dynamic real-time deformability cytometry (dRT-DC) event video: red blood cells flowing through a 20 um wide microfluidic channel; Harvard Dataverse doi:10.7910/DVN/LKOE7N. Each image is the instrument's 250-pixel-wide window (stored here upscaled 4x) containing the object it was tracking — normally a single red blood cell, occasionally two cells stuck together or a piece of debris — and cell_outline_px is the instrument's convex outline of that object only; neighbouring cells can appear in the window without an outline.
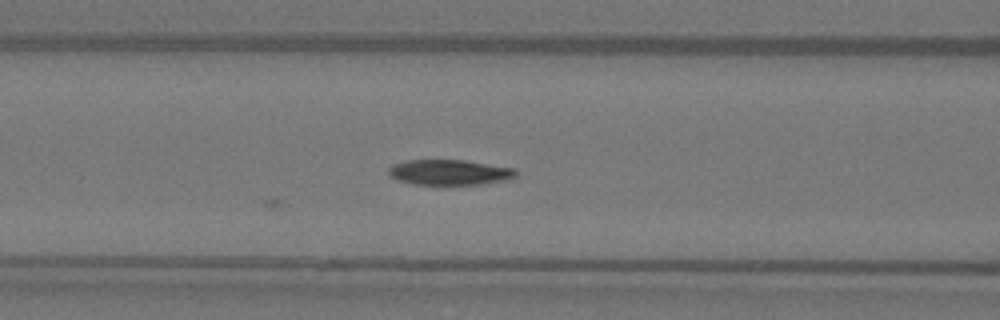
{"species": "Egyptian fruit bat (a non-hibernating species)", "species_latin": "Rousettus aegyptiacus", "temperature_condition": "warm", "stored_images_in_passage": 12, "camera_frame_rate_fps": 3000, "um_per_image_px": 0.085, "animal": {"sex": "female"}, "frame": {"image": 1, "passage_image": 12, "time_ms": 3.667, "image_size_px": [1000, 320], "cell_outline_px": [[516, 176], [504, 180], [484, 184], [412, 184], [396, 180], [388, 176], [388, 168], [392, 164], [404, 160], [464, 160], [516, 168]], "centroid_in_image_um": [38.15, 14.64], "position_along_channel_um": 128.5, "area_um2": 18.96}}